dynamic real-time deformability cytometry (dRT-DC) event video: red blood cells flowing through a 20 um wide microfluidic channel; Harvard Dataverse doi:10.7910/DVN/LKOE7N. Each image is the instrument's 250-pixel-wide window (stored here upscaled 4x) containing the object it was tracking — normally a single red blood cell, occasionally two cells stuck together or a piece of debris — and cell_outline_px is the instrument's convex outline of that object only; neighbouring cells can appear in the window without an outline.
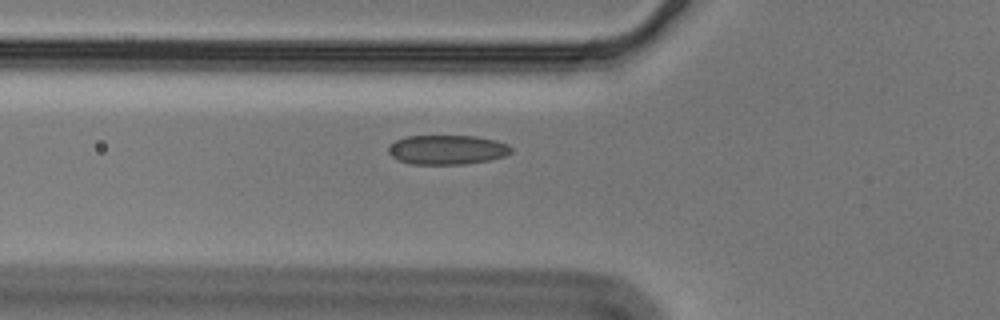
{"species": "Egyptian fruit bat (a non-hibernating species)", "species_latin": "Rousettus aegyptiacus", "temperature_condition": "cold", "stored_images_in_passage": 40, "camera_frame_rate_fps": 3000, "um_per_image_px": 0.085, "animal": {"sex": "male"}, "frame": {"image": 1, "passage_image": 9, "time_ms": 2.667, "image_size_px": [1000, 320], "cell_outline_px": [[512, 152], [504, 156], [488, 160], [464, 164], [412, 164], [396, 160], [388, 152], [388, 144], [396, 140], [408, 136], [476, 136], [496, 140], [508, 144], [512, 148]], "centroid_in_image_um": [37.99, 12.72], "position_along_channel_um": 87.8, "area_um2": 21.15}}
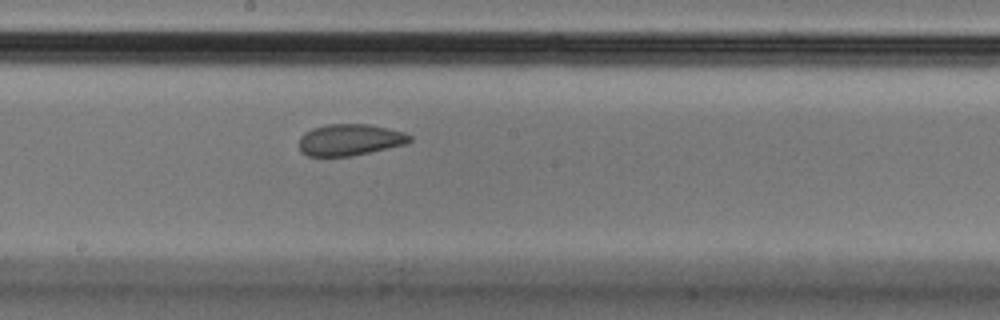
{"frame": {"image": 2, "passage_image": 20, "time_ms": 6.333, "image_size_px": [1000, 320], "cell_outline_px": [[412, 140], [408, 144], [352, 156], [308, 156], [300, 152], [300, 136], [304, 132], [312, 128], [328, 124], [368, 124], [404, 132], [412, 136]], "centroid_in_image_um": [29.75, 11.89], "position_along_channel_um": 218.5, "area_um2": 20.46}}
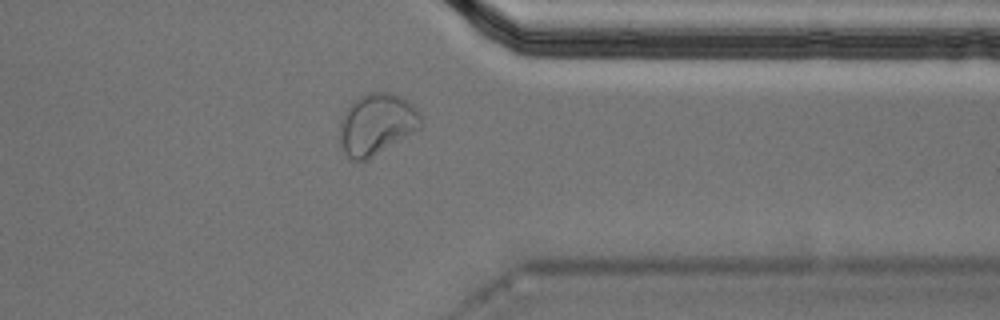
{"frame": {"image": 3, "passage_image": 34, "time_ms": 11.0, "image_size_px": [1000, 320], "cell_outline_px": [[424, 124], [420, 128], [372, 156], [364, 160], [352, 160], [340, 148], [340, 120], [344, 112], [364, 92], [388, 92], [400, 96], [412, 104], [416, 108]], "centroid_in_image_um": [32.0, 10.53], "position_along_channel_um": 379.4, "area_um2": 28.61}, "authors_computed_cell_mechanics": {"area_um2": 21.386, "velocity_mm_per_s": 3.5399, "shape_relaxation_time_tau1_ms": null, "shape_relaxation_time_tau2_ms": 1.3341, "deformation_change_tau1": null, "deformation_change_tau2": 0.0635}}